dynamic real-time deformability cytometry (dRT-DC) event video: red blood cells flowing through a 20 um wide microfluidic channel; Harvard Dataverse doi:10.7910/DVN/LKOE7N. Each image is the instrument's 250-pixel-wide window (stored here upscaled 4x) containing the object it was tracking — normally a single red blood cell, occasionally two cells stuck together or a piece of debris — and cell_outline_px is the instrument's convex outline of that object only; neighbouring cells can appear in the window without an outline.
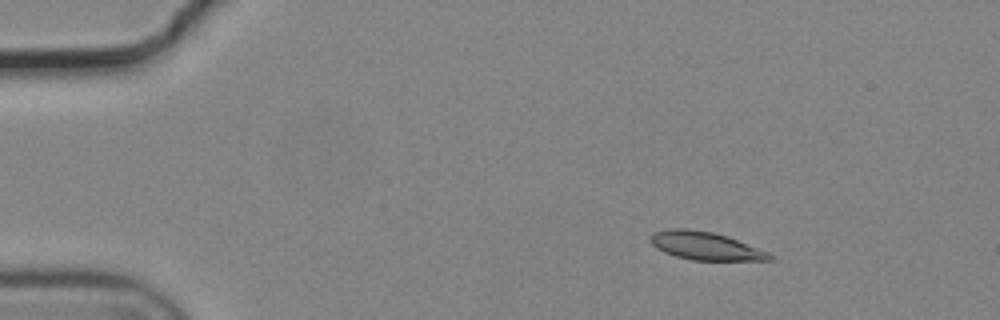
{"species": "common noctule bat (a hibernating species)", "species_latin": "Nyctalus noctula", "temperature_condition": "cold", "stored_images_in_passage": 47, "camera_frame_rate_fps": 3000, "um_per_image_px": 0.085, "animal": {"sex": "male", "body_mass_g": 19.2, "forearm_length_mm": 51.8}, "frame": {"image": 1, "passage_image": 3, "time_ms": 0.667, "image_size_px": [1000, 320], "cell_outline_px": [[772, 260], [692, 260], [676, 256], [664, 252], [656, 248], [648, 240], [648, 236], [652, 232], [668, 228], [688, 228], [712, 232], [728, 236], [768, 252], [772, 256]], "centroid_in_image_um": [59.88, 20.88], "position_along_channel_um": 25.1, "area_um2": 19.59}}
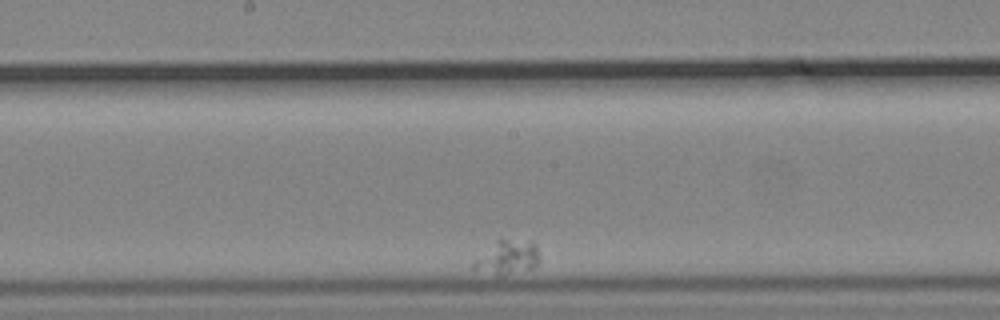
{"frame": {"image": 2, "passage_image": 29, "time_ms": 9.333, "image_size_px": [1000, 320], "cell_outline_px": [[540, 260], [532, 268], [500, 276], [496, 276], [472, 268], [472, 264], [496, 240], [532, 240], [540, 256]], "centroid_in_image_um": [43.16, 21.89], "position_along_channel_um": 205.0, "area_um2": 12.83}}